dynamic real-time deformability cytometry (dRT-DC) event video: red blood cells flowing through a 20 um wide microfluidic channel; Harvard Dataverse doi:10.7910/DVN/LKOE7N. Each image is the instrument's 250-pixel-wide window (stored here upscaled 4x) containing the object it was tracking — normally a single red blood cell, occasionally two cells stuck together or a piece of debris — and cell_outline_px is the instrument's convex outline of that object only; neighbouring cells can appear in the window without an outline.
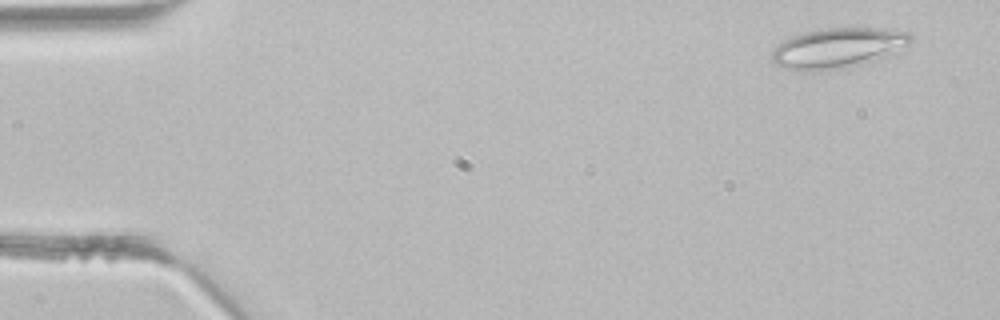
{"species": "common noctule bat (a hibernating species)", "species_latin": "Nyctalus noctula", "temperature_condition": "room temperature", "stored_images_in_passage": 39, "segment_of_instrument_passage": [1, 2], "camera_frame_rate_fps": 3000, "um_per_image_px": 0.085, "animal": {"sex": "male", "body_mass_g": 21.5, "forearm_length_mm": 52.0}, "frame": {"image": 1, "passage_image": 1, "time_ms": 0.0, "image_size_px": [1000, 320], "cell_outline_px": [[916, 36], [908, 44], [888, 56], [840, 68], [812, 72], [784, 68], [776, 64], [772, 60], [772, 52], [784, 40], [792, 36], [804, 32], [820, 28], [884, 28], [908, 32]], "centroid_in_image_um": [71.23, 4.06], "position_along_channel_um": 13.8, "area_um2": 32.25}}
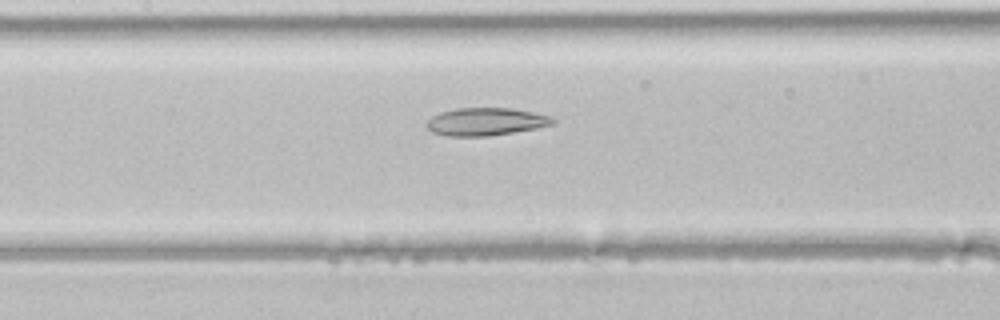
{"frame": {"image": 2, "passage_image": 18, "time_ms": 5.667, "image_size_px": [1000, 320], "cell_outline_px": [[556, 120], [552, 124], [536, 128], [488, 136], [448, 136], [432, 132], [424, 124], [432, 116], [440, 112], [456, 108], [512, 108], [552, 116]], "centroid_in_image_um": [41.27, 10.33], "position_along_channel_um": 166.1, "area_um2": 20.35}}
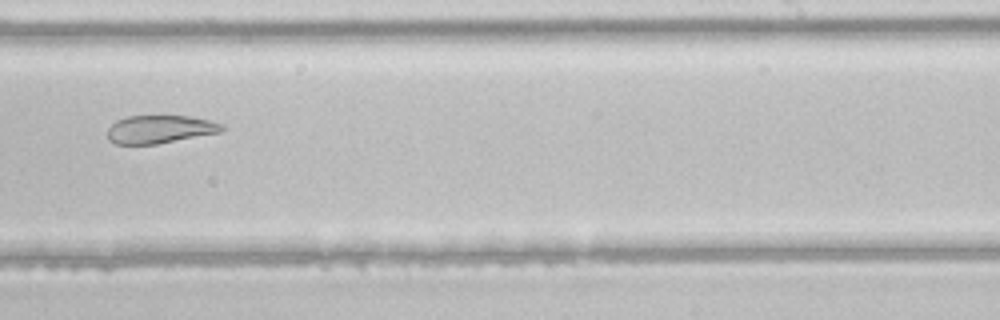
{"frame": {"image": 3, "passage_image": 25, "time_ms": 8.0, "image_size_px": [1000, 320], "cell_outline_px": [[224, 128], [220, 132], [156, 144], [116, 144], [108, 140], [108, 128], [116, 120], [128, 116], [192, 116], [224, 124]], "centroid_in_image_um": [13.57, 10.98], "position_along_channel_um": 275.4, "area_um2": 18.61}}